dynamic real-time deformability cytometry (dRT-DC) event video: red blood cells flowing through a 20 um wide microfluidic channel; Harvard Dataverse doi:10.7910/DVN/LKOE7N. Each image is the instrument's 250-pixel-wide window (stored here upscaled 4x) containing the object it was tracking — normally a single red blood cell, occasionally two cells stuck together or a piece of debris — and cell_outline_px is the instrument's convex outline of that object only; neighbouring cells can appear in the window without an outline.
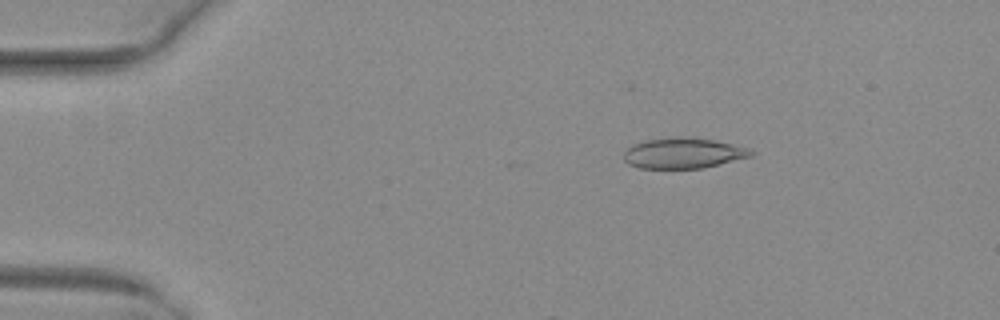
{"species": "common noctule bat (a hibernating species)", "species_latin": "Nyctalus noctula", "temperature_condition": "warm", "stored_images_in_passage": 8, "camera_frame_rate_fps": 3000, "um_per_image_px": 0.085, "animal": {"sex": "female", "body_mass_g": 29.2, "forearm_length_mm": 56.3}, "frame": {"image": 1, "passage_image": 5, "time_ms": 1.333, "image_size_px": [1000, 320], "cell_outline_px": [[756, 152], [752, 156], [704, 168], [640, 168], [628, 164], [624, 160], [624, 152], [632, 144], [644, 140], [676, 136], [680, 136], [712, 140], [732, 144], [748, 148]], "centroid_in_image_um": [58.07, 13.01], "position_along_channel_um": 26.9, "area_um2": 22.72}}